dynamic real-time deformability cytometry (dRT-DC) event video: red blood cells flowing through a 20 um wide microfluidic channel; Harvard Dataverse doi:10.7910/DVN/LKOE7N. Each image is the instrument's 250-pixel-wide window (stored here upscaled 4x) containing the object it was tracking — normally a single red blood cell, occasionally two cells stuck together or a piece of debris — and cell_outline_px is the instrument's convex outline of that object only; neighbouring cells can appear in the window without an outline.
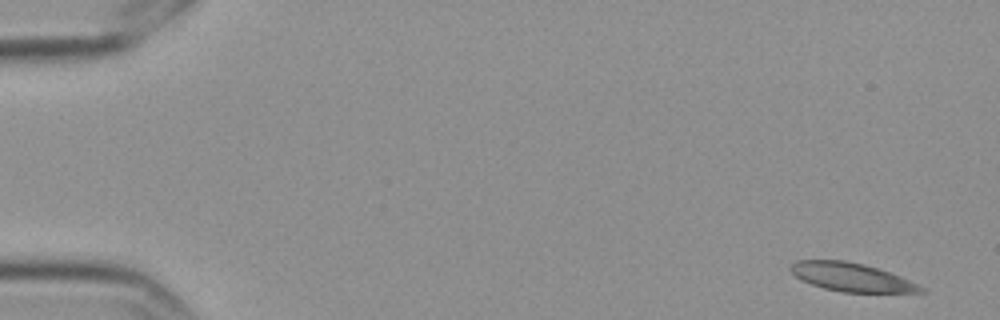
{"species": "Egyptian fruit bat (a non-hibernating species)", "species_latin": "Rousettus aegyptiacus", "temperature_condition": "cold", "stored_images_in_passage": 11, "camera_frame_rate_fps": 3000, "um_per_image_px": 0.085, "frame": {"image": 1, "passage_image": 1, "time_ms": 0.0, "image_size_px": [1000, 320], "cell_outline_px": [[928, 292], [844, 292], [824, 288], [812, 284], [796, 276], [788, 268], [796, 260], [844, 260], [864, 264], [900, 276], [924, 288]], "centroid_in_image_um": [72.36, 23.55], "position_along_channel_um": 12.6, "area_um2": 21.21}}
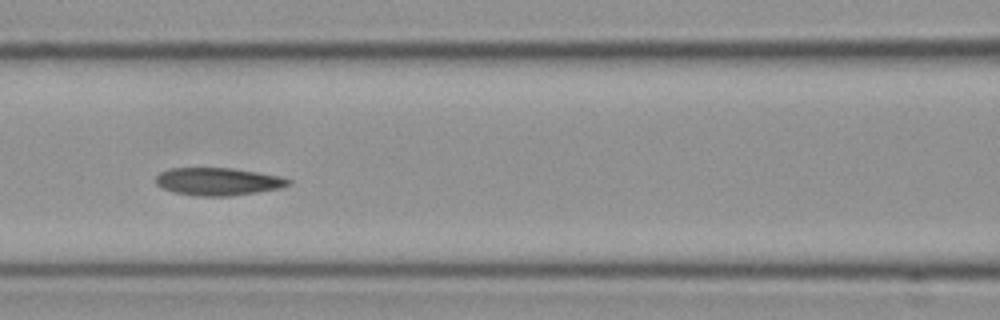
{"frame": {"image": 2, "passage_image": 7, "time_ms": 2.0, "image_size_px": [1000, 320], "cell_outline_px": [[292, 184], [284, 188], [232, 196], [196, 196], [176, 192], [160, 188], [156, 184], [156, 176], [160, 172], [168, 168], [232, 168], [284, 176], [292, 180]], "centroid_in_image_um": [18.6, 15.43], "position_along_channel_um": 148.0, "area_um2": 21.79}}
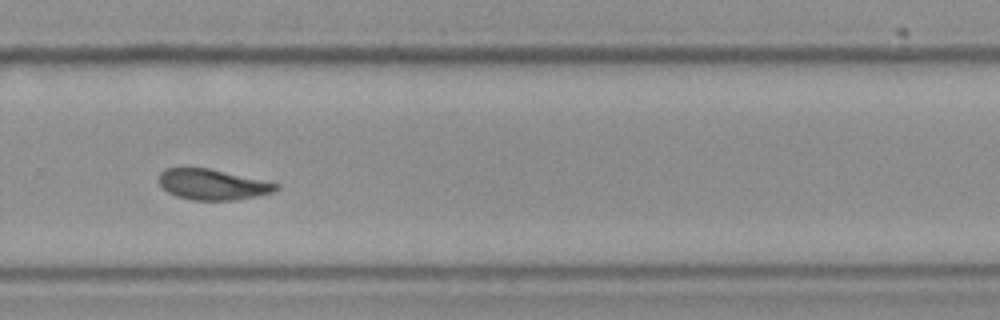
{"frame": {"image": 3, "passage_image": 11, "time_ms": 3.333, "image_size_px": [1000, 320], "cell_outline_px": [[280, 188], [272, 192], [256, 196], [236, 200], [192, 200], [176, 196], [168, 192], [160, 184], [160, 172], [168, 168], [208, 168], [280, 184]], "centroid_in_image_um": [18.08, 15.69], "position_along_channel_um": 311.7, "area_um2": 20.63}}